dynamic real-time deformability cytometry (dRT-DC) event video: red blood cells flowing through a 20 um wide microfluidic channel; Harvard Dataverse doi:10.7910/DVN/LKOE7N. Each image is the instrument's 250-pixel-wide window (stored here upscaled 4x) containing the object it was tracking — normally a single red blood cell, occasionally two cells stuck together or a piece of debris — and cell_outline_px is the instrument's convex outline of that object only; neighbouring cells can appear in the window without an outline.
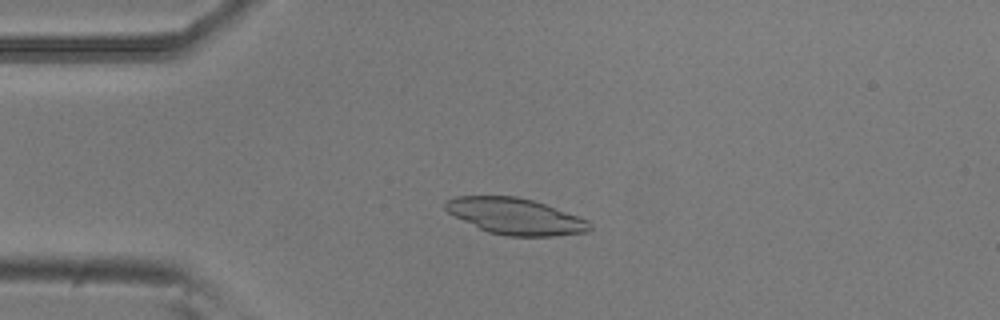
{"species": "common noctule bat (a hibernating species)", "species_latin": "Nyctalus noctula", "temperature_condition": "room temperature", "stored_images_in_passage": 37, "camera_frame_rate_fps": 3000, "um_per_image_px": 0.085, "animal": {"sex": "male", "body_mass_g": 20.5, "forearm_length_mm": 52.5}, "frame": {"image": 1, "passage_image": 13, "time_ms": 4.0, "image_size_px": [1000, 320], "cell_outline_px": [[592, 228], [588, 232], [552, 236], [508, 236], [488, 232], [448, 212], [444, 208], [444, 200], [456, 196], [516, 196], [532, 200], [544, 204], [588, 220], [592, 224]], "centroid_in_image_um": [43.81, 18.38], "position_along_channel_um": 41.2, "area_um2": 30.23}}
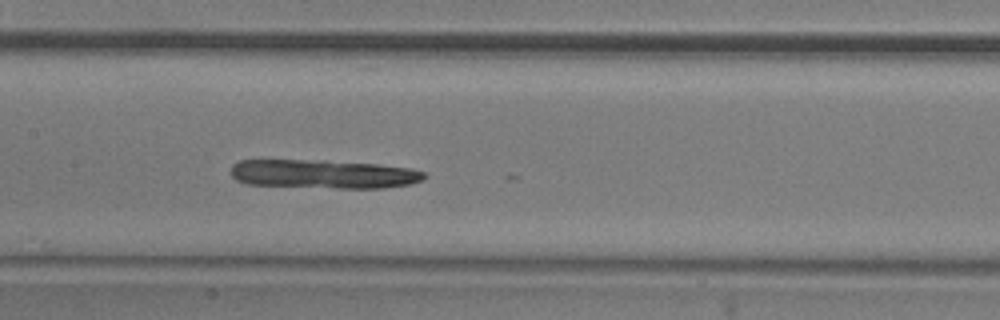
{"frame": {"image": 2, "passage_image": 26, "time_ms": 8.333, "image_size_px": [1000, 320], "cell_outline_px": [[428, 176], [424, 180], [412, 184], [384, 188], [336, 188], [248, 184], [236, 180], [232, 176], [232, 164], [240, 160], [320, 160], [376, 164], [408, 168], [424, 172]], "centroid_in_image_um": [27.52, 14.8], "position_along_channel_um": 179.9, "area_um2": 32.48}}
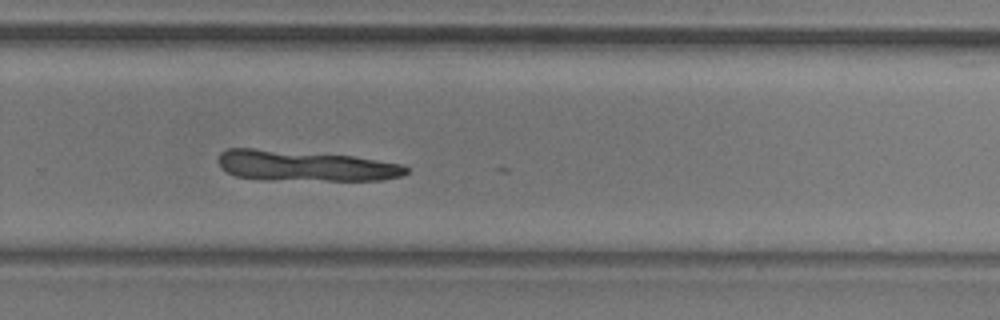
{"frame": {"image": 3, "passage_image": 36, "time_ms": 11.667, "image_size_px": [1000, 320], "cell_outline_px": [[408, 172], [400, 176], [384, 180], [260, 180], [236, 176], [220, 168], [220, 152], [228, 148], [252, 148], [352, 156], [404, 164], [408, 168]], "centroid_in_image_um": [25.94, 14.1], "position_along_channel_um": 303.9, "area_um2": 33.58}}